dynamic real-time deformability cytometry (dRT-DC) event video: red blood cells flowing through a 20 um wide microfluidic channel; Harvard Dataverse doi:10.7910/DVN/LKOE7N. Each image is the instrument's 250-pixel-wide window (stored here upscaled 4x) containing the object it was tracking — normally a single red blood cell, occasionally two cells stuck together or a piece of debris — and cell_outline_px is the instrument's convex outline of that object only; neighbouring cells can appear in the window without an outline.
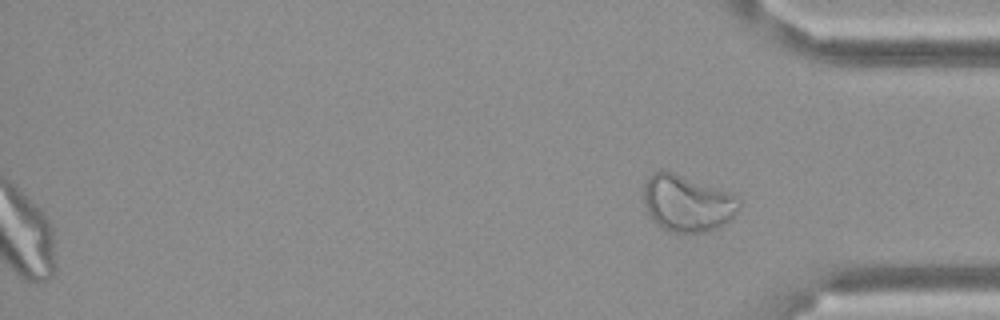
{"species": "Egyptian fruit bat (a non-hibernating species)", "species_latin": "Rousettus aegyptiacus", "temperature_condition": "cold", "stored_images_in_passage": 13, "segment_of_instrument_passage": [2, 2], "camera_frame_rate_fps": 3000, "um_per_image_px": 0.085, "frame": {"image": 1, "passage_image": 13, "time_ms": 4.0, "image_size_px": [1000, 320], "cell_outline_px": [[740, 204], [732, 216], [728, 220], [716, 228], [708, 232], [672, 232], [664, 228], [648, 212], [644, 204], [644, 184], [648, 176], [652, 172], [672, 172], [732, 192], [740, 200]], "centroid_in_image_um": [58.43, 17.26], "position_along_channel_um": 376.8, "area_um2": 30.92}}